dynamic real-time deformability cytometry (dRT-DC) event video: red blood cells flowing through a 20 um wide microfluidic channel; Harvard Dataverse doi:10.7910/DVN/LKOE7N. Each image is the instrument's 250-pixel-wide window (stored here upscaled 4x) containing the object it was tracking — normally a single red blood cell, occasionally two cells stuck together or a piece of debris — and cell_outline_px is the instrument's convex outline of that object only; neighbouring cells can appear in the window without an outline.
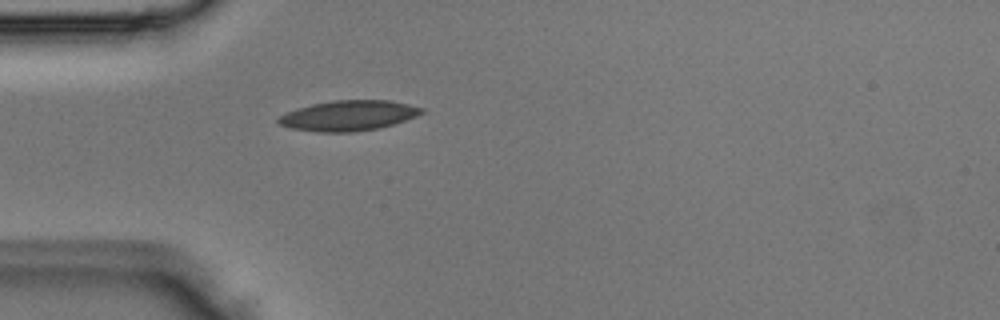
{"species": "Egyptian fruit bat (a non-hibernating species)", "species_latin": "Rousettus aegyptiacus", "temperature_condition": "room temperature", "stored_images_in_passage": 2, "camera_frame_rate_fps": 3000, "um_per_image_px": 0.085, "animal": {"sex": "male"}, "frame": {"image": 1, "passage_image": 2, "time_ms": 0.333, "image_size_px": [1000, 320], "cell_outline_px": [[424, 112], [416, 116], [380, 128], [352, 132], [320, 132], [292, 128], [280, 124], [276, 120], [280, 116], [288, 112], [312, 104], [332, 100], [388, 100], [408, 104], [424, 108]], "centroid_in_image_um": [29.65, 9.82], "position_along_channel_um": 55.4, "area_um2": 24.97}}